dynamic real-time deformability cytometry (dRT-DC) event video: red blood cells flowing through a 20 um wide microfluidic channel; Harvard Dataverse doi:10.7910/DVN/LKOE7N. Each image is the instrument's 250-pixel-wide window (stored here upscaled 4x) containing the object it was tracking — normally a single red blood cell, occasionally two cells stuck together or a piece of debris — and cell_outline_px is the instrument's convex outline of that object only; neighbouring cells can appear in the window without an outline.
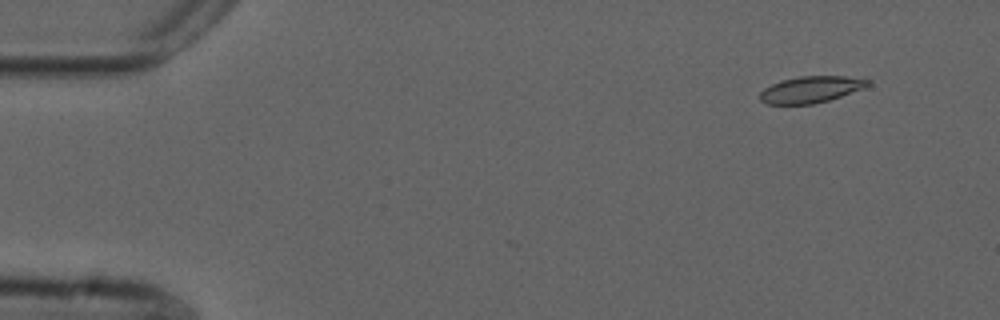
{"species": "common noctule bat (a hibernating species)", "species_latin": "Nyctalus noctula", "temperature_condition": "cold", "stored_images_in_passage": 5, "camera_frame_rate_fps": 3000, "um_per_image_px": 0.085, "animal": {"sex": "male", "forearm_length_mm": 52.5}, "frame": {"image": 1, "passage_image": 1, "time_ms": 0.0, "image_size_px": [1000, 320], "cell_outline_px": [[872, 84], [864, 88], [828, 100], [812, 104], [764, 104], [760, 100], [760, 92], [764, 88], [780, 80], [800, 76], [844, 76], [872, 80]], "centroid_in_image_um": [68.92, 7.6], "position_along_channel_um": 16.1, "area_um2": 16.7}}